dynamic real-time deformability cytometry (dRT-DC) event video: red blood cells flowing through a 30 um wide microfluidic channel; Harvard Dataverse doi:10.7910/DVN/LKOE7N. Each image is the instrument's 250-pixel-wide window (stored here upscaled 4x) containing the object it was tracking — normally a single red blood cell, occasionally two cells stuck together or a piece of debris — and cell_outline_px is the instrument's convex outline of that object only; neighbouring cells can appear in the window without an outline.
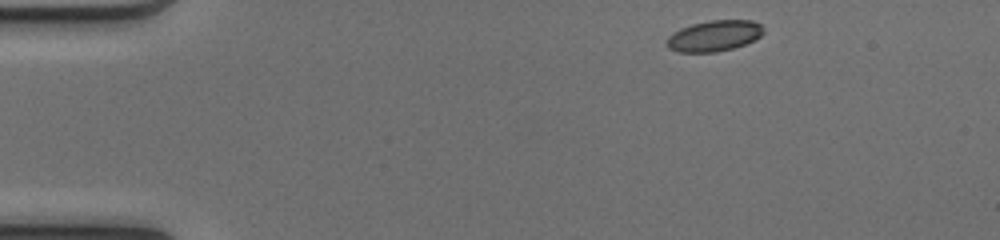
{"species": "common noctule bat (a hibernating species)", "species_latin": "Nyctalus noctula", "temperature_condition": "cold", "stored_images_in_passage": 44, "camera_frame_rate_fps": 3000, "um_per_image_px": 0.085, "animal": {"sex": "female", "body_mass_g": 17.0, "forearm_length_mm": 48.0}, "frame": {"image": 1, "passage_image": 1, "time_ms": 0.0, "image_size_px": [1000, 240], "cell_outline_px": [[764, 32], [760, 36], [744, 44], [732, 48], [716, 52], [680, 52], [668, 48], [664, 44], [668, 36], [672, 32], [680, 28], [692, 24], [708, 20], [752, 20], [760, 24], [764, 28]], "centroid_in_image_um": [60.66, 3.04], "position_along_channel_um": 24.3, "area_um2": 17.51}}
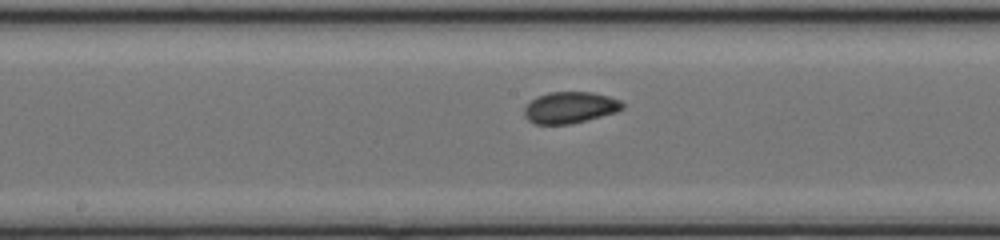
{"frame": {"image": 2, "passage_image": 20, "time_ms": 6.333, "image_size_px": [1000, 240], "cell_outline_px": [[624, 108], [616, 112], [572, 124], [536, 124], [528, 120], [524, 116], [524, 108], [536, 96], [548, 92], [592, 92], [608, 96], [620, 100], [624, 104]], "centroid_in_image_um": [48.45, 9.14], "position_along_channel_um": 199.8, "area_um2": 18.03}}
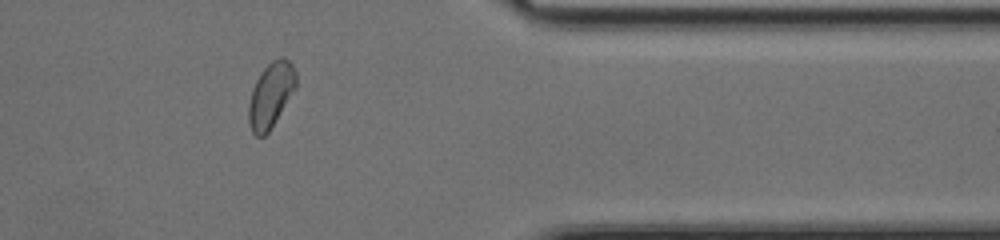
{"frame": {"image": 3, "passage_image": 35, "time_ms": 11.333, "image_size_px": [1000, 240], "cell_outline_px": [[296, 88], [268, 132], [264, 136], [256, 136], [252, 132], [248, 124], [248, 104], [252, 88], [260, 72], [272, 60], [280, 56], [284, 56], [292, 64], [296, 72]], "centroid_in_image_um": [23.01, 8.05], "position_along_channel_um": 388.4, "area_um2": 18.03}, "authors_computed_cell_mechanics": {"area_um2": 17.8602, "velocity_mm_per_s": 4.1133, "shape_relaxation_time_tau1_ms": 2.9572, "shape_relaxation_time_tau2_ms": 2.7535, "deformation_change_tau1": 0.0794, "deformation_change_tau2": 0.0652}}